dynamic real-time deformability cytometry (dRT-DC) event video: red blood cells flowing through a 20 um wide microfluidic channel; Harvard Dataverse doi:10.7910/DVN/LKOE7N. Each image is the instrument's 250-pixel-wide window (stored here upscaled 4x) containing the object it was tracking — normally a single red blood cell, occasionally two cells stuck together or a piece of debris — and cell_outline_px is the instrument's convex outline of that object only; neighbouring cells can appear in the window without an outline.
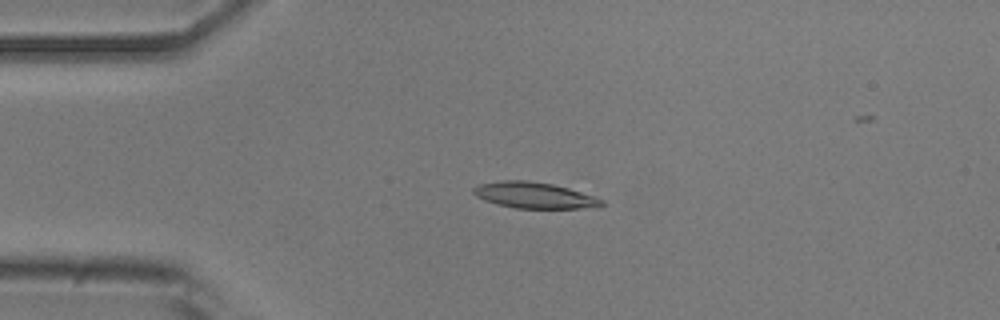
{"species": "common noctule bat (a hibernating species)", "species_latin": "Nyctalus noctula", "temperature_condition": "room temperature", "stored_images_in_passage": 49, "camera_frame_rate_fps": 3000, "um_per_image_px": 0.085, "animal": {"sex": "male", "body_mass_g": 20.5, "forearm_length_mm": 52.5}, "frame": {"image": 1, "passage_image": 11, "time_ms": 3.333, "image_size_px": [1000, 320], "cell_outline_px": [[604, 204], [580, 208], [516, 208], [496, 204], [484, 200], [476, 196], [472, 192], [472, 188], [480, 184], [504, 180], [528, 180], [552, 184], [568, 188], [604, 200]], "centroid_in_image_um": [45.34, 16.59], "position_along_channel_um": 39.7, "area_um2": 19.19}}
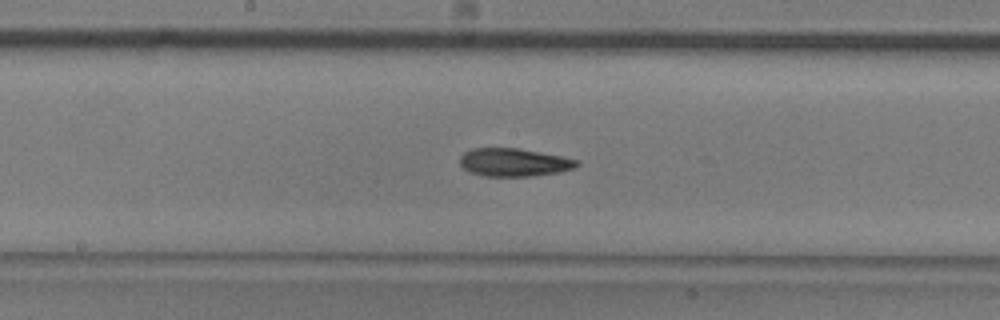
{"frame": {"image": 2, "passage_image": 26, "time_ms": 8.333, "image_size_px": [1000, 320], "cell_outline_px": [[580, 164], [576, 168], [560, 172], [532, 176], [484, 176], [468, 172], [460, 164], [460, 156], [464, 152], [472, 148], [516, 148], [540, 152], [580, 160]], "centroid_in_image_um": [43.7, 13.8], "position_along_channel_um": 204.5, "area_um2": 19.25}}
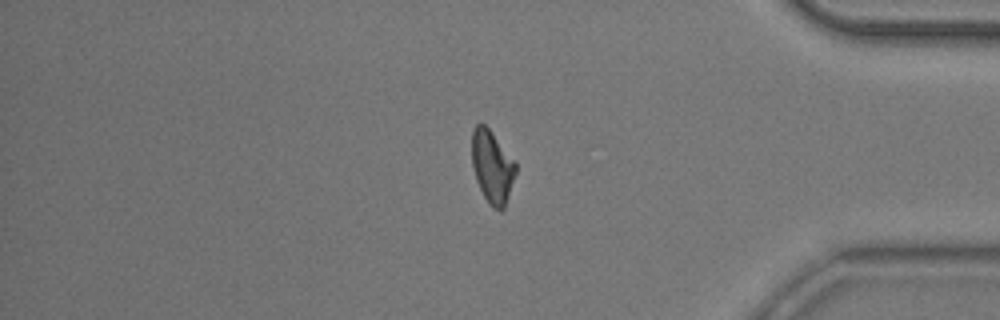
{"frame": {"image": 3, "passage_image": 43, "time_ms": 14.0, "image_size_px": [1000, 320], "cell_outline_px": [[516, 172], [504, 208], [500, 212], [492, 208], [488, 204], [476, 180], [472, 164], [472, 128], [476, 124], [484, 124], [488, 128], [516, 160]], "centroid_in_image_um": [41.84, 14.17], "position_along_channel_um": 393.4, "area_um2": 18.67}}